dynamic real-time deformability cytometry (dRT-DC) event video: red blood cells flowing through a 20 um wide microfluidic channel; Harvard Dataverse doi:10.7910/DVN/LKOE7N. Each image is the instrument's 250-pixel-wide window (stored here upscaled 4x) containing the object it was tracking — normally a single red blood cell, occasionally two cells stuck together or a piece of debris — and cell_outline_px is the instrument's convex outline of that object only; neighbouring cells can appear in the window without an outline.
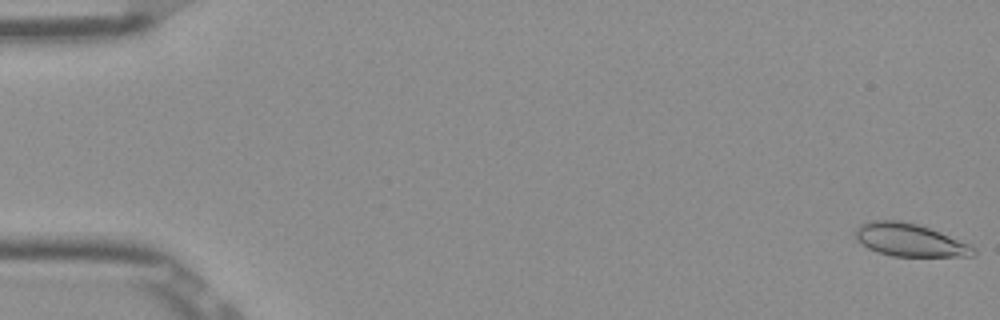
{"species": "Egyptian fruit bat (a non-hibernating species)", "species_latin": "Rousettus aegyptiacus", "temperature_condition": "room temperature", "stored_images_in_passage": 53, "camera_frame_rate_fps": 3000, "um_per_image_px": 0.085, "frame": {"image": 1, "passage_image": 1, "time_ms": 0.0, "image_size_px": [1000, 320], "cell_outline_px": [[976, 252], [972, 256], [892, 256], [876, 252], [868, 248], [856, 240], [856, 228], [860, 224], [872, 220], [900, 220], [916, 224], [940, 232], [972, 244]], "centroid_in_image_um": [77.32, 20.4], "position_along_channel_um": 7.7, "area_um2": 22.6}}
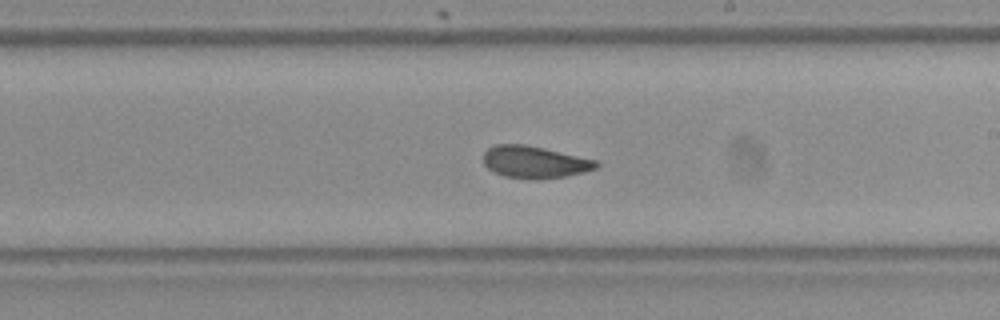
{"frame": {"image": 2, "passage_image": 31, "time_ms": 10.0, "image_size_px": [1000, 320], "cell_outline_px": [[600, 164], [596, 168], [584, 172], [564, 176], [536, 180], [504, 176], [488, 168], [484, 164], [484, 152], [488, 148], [496, 144], [524, 144], [544, 148], [596, 160]], "centroid_in_image_um": [45.44, 13.77], "position_along_channel_um": 243.6, "area_um2": 20.98}}
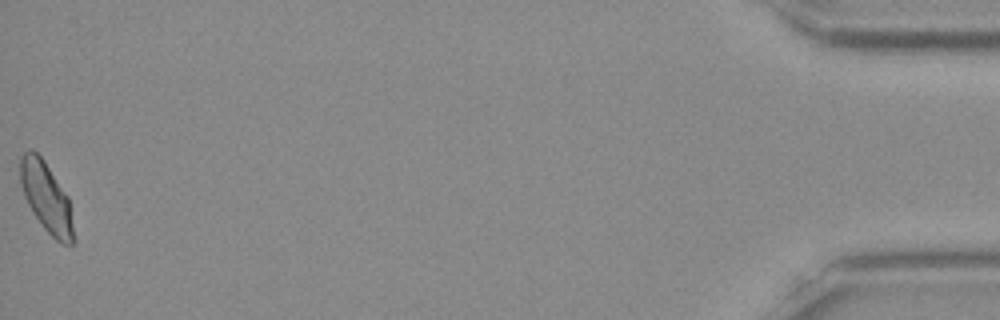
{"frame": {"image": 3, "passage_image": 53, "time_ms": 17.333, "image_size_px": [1000, 320], "cell_outline_px": [[76, 240], [72, 244], [60, 244], [44, 228], [32, 212], [24, 196], [20, 184], [20, 156], [28, 148], [32, 148], [44, 160], [68, 196]], "centroid_in_image_um": [3.94, 16.78], "position_along_channel_um": 431.3, "area_um2": 21.91}, "authors_computed_cell_mechanics": {"area_um2": 21.5594, "velocity_mm_per_s": 3.8817, "shape_relaxation_time_tau1_ms": 8.9777, "shape_relaxation_time_tau2_ms": 1.997, "deformation_change_tau1": 0.1816, "deformation_change_tau2": 0.071}}